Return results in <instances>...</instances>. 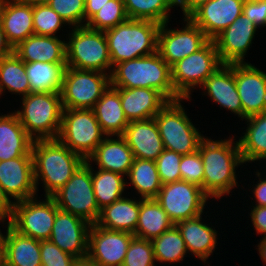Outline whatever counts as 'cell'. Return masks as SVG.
Returning a JSON list of instances; mask_svg holds the SVG:
<instances>
[{
	"instance_id": "obj_1",
	"label": "cell",
	"mask_w": 266,
	"mask_h": 266,
	"mask_svg": "<svg viewBox=\"0 0 266 266\" xmlns=\"http://www.w3.org/2000/svg\"><path fill=\"white\" fill-rule=\"evenodd\" d=\"M238 136L229 135L224 139L214 140L206 136L199 145V153L203 161V191L213 200L218 201L231 196L239 189L237 169L245 166L238 142ZM236 140V141H234ZM238 171V172H237ZM231 193V194H230Z\"/></svg>"
},
{
	"instance_id": "obj_2",
	"label": "cell",
	"mask_w": 266,
	"mask_h": 266,
	"mask_svg": "<svg viewBox=\"0 0 266 266\" xmlns=\"http://www.w3.org/2000/svg\"><path fill=\"white\" fill-rule=\"evenodd\" d=\"M34 179L38 193L42 184L45 194L51 197L72 177L85 160L58 139L36 140L32 145ZM40 181V182H39Z\"/></svg>"
},
{
	"instance_id": "obj_3",
	"label": "cell",
	"mask_w": 266,
	"mask_h": 266,
	"mask_svg": "<svg viewBox=\"0 0 266 266\" xmlns=\"http://www.w3.org/2000/svg\"><path fill=\"white\" fill-rule=\"evenodd\" d=\"M110 86L150 88L159 91L168 101L181 99L172 84L171 67L158 52L114 65L110 74Z\"/></svg>"
},
{
	"instance_id": "obj_4",
	"label": "cell",
	"mask_w": 266,
	"mask_h": 266,
	"mask_svg": "<svg viewBox=\"0 0 266 266\" xmlns=\"http://www.w3.org/2000/svg\"><path fill=\"white\" fill-rule=\"evenodd\" d=\"M160 26L151 20L128 19L104 31L112 67L157 52Z\"/></svg>"
},
{
	"instance_id": "obj_5",
	"label": "cell",
	"mask_w": 266,
	"mask_h": 266,
	"mask_svg": "<svg viewBox=\"0 0 266 266\" xmlns=\"http://www.w3.org/2000/svg\"><path fill=\"white\" fill-rule=\"evenodd\" d=\"M20 108L13 112L34 140L57 139L63 106L60 93H29L20 98Z\"/></svg>"
},
{
	"instance_id": "obj_6",
	"label": "cell",
	"mask_w": 266,
	"mask_h": 266,
	"mask_svg": "<svg viewBox=\"0 0 266 266\" xmlns=\"http://www.w3.org/2000/svg\"><path fill=\"white\" fill-rule=\"evenodd\" d=\"M66 30V66L111 74L113 69L104 31L85 26ZM64 36V37H63Z\"/></svg>"
},
{
	"instance_id": "obj_7",
	"label": "cell",
	"mask_w": 266,
	"mask_h": 266,
	"mask_svg": "<svg viewBox=\"0 0 266 266\" xmlns=\"http://www.w3.org/2000/svg\"><path fill=\"white\" fill-rule=\"evenodd\" d=\"M184 101L191 98H181L169 101L155 116L159 134L165 149L181 155L191 154L198 150L200 142L206 137L193 124L190 115L185 111Z\"/></svg>"
},
{
	"instance_id": "obj_8",
	"label": "cell",
	"mask_w": 266,
	"mask_h": 266,
	"mask_svg": "<svg viewBox=\"0 0 266 266\" xmlns=\"http://www.w3.org/2000/svg\"><path fill=\"white\" fill-rule=\"evenodd\" d=\"M106 136L93 109H63L57 139L84 160Z\"/></svg>"
},
{
	"instance_id": "obj_9",
	"label": "cell",
	"mask_w": 266,
	"mask_h": 266,
	"mask_svg": "<svg viewBox=\"0 0 266 266\" xmlns=\"http://www.w3.org/2000/svg\"><path fill=\"white\" fill-rule=\"evenodd\" d=\"M51 197L59 209L79 216L91 224H95L99 218L101 210L94 194L92 165L86 160Z\"/></svg>"
},
{
	"instance_id": "obj_10",
	"label": "cell",
	"mask_w": 266,
	"mask_h": 266,
	"mask_svg": "<svg viewBox=\"0 0 266 266\" xmlns=\"http://www.w3.org/2000/svg\"><path fill=\"white\" fill-rule=\"evenodd\" d=\"M222 62L214 40H209L197 52L179 60L171 66V80L175 92L181 98H192L193 90L200 88Z\"/></svg>"
},
{
	"instance_id": "obj_11",
	"label": "cell",
	"mask_w": 266,
	"mask_h": 266,
	"mask_svg": "<svg viewBox=\"0 0 266 266\" xmlns=\"http://www.w3.org/2000/svg\"><path fill=\"white\" fill-rule=\"evenodd\" d=\"M40 198L35 196L14 203L9 223L19 234L45 241L51 236L54 219L59 208L52 197Z\"/></svg>"
},
{
	"instance_id": "obj_12",
	"label": "cell",
	"mask_w": 266,
	"mask_h": 266,
	"mask_svg": "<svg viewBox=\"0 0 266 266\" xmlns=\"http://www.w3.org/2000/svg\"><path fill=\"white\" fill-rule=\"evenodd\" d=\"M109 86V74L66 67L60 92L63 109H93Z\"/></svg>"
},
{
	"instance_id": "obj_13",
	"label": "cell",
	"mask_w": 266,
	"mask_h": 266,
	"mask_svg": "<svg viewBox=\"0 0 266 266\" xmlns=\"http://www.w3.org/2000/svg\"><path fill=\"white\" fill-rule=\"evenodd\" d=\"M154 199L176 224L204 213L206 215L208 212L204 210L209 209L207 203L211 198L199 186L180 180L162 185Z\"/></svg>"
},
{
	"instance_id": "obj_14",
	"label": "cell",
	"mask_w": 266,
	"mask_h": 266,
	"mask_svg": "<svg viewBox=\"0 0 266 266\" xmlns=\"http://www.w3.org/2000/svg\"><path fill=\"white\" fill-rule=\"evenodd\" d=\"M181 21V28H171L168 21L161 24L158 32L157 52L170 67L197 52L209 41L205 33L189 17H183Z\"/></svg>"
},
{
	"instance_id": "obj_15",
	"label": "cell",
	"mask_w": 266,
	"mask_h": 266,
	"mask_svg": "<svg viewBox=\"0 0 266 266\" xmlns=\"http://www.w3.org/2000/svg\"><path fill=\"white\" fill-rule=\"evenodd\" d=\"M134 234L92 224L87 259L98 266H122Z\"/></svg>"
},
{
	"instance_id": "obj_16",
	"label": "cell",
	"mask_w": 266,
	"mask_h": 266,
	"mask_svg": "<svg viewBox=\"0 0 266 266\" xmlns=\"http://www.w3.org/2000/svg\"><path fill=\"white\" fill-rule=\"evenodd\" d=\"M91 226L85 219L58 209L49 240L77 259H86Z\"/></svg>"
},
{
	"instance_id": "obj_17",
	"label": "cell",
	"mask_w": 266,
	"mask_h": 266,
	"mask_svg": "<svg viewBox=\"0 0 266 266\" xmlns=\"http://www.w3.org/2000/svg\"><path fill=\"white\" fill-rule=\"evenodd\" d=\"M258 30L259 28L242 14L220 33L214 42L222 64L246 63L245 56L247 57L253 47Z\"/></svg>"
},
{
	"instance_id": "obj_18",
	"label": "cell",
	"mask_w": 266,
	"mask_h": 266,
	"mask_svg": "<svg viewBox=\"0 0 266 266\" xmlns=\"http://www.w3.org/2000/svg\"><path fill=\"white\" fill-rule=\"evenodd\" d=\"M246 63H235V82L243 109V120L266 111V72Z\"/></svg>"
},
{
	"instance_id": "obj_19",
	"label": "cell",
	"mask_w": 266,
	"mask_h": 266,
	"mask_svg": "<svg viewBox=\"0 0 266 266\" xmlns=\"http://www.w3.org/2000/svg\"><path fill=\"white\" fill-rule=\"evenodd\" d=\"M0 185L13 203L38 196L33 156L0 161Z\"/></svg>"
},
{
	"instance_id": "obj_20",
	"label": "cell",
	"mask_w": 266,
	"mask_h": 266,
	"mask_svg": "<svg viewBox=\"0 0 266 266\" xmlns=\"http://www.w3.org/2000/svg\"><path fill=\"white\" fill-rule=\"evenodd\" d=\"M243 6L244 0H210L198 7L189 18L209 40H214L242 15Z\"/></svg>"
},
{
	"instance_id": "obj_21",
	"label": "cell",
	"mask_w": 266,
	"mask_h": 266,
	"mask_svg": "<svg viewBox=\"0 0 266 266\" xmlns=\"http://www.w3.org/2000/svg\"><path fill=\"white\" fill-rule=\"evenodd\" d=\"M201 89L203 90L201 95L208 96L220 109L223 107L243 121L242 104L235 82V64H222L206 78L199 92Z\"/></svg>"
},
{
	"instance_id": "obj_22",
	"label": "cell",
	"mask_w": 266,
	"mask_h": 266,
	"mask_svg": "<svg viewBox=\"0 0 266 266\" xmlns=\"http://www.w3.org/2000/svg\"><path fill=\"white\" fill-rule=\"evenodd\" d=\"M202 215L182 220L175 225L185 241L188 255H193L194 259L203 261V265H205L208 264L206 262H209L207 261L209 257L216 252V246L221 243H218L219 231H216V227L212 225L211 221L210 223L205 221L207 216L203 218Z\"/></svg>"
},
{
	"instance_id": "obj_23",
	"label": "cell",
	"mask_w": 266,
	"mask_h": 266,
	"mask_svg": "<svg viewBox=\"0 0 266 266\" xmlns=\"http://www.w3.org/2000/svg\"><path fill=\"white\" fill-rule=\"evenodd\" d=\"M0 19L6 39L12 48L35 34L33 4L26 0H0Z\"/></svg>"
},
{
	"instance_id": "obj_24",
	"label": "cell",
	"mask_w": 266,
	"mask_h": 266,
	"mask_svg": "<svg viewBox=\"0 0 266 266\" xmlns=\"http://www.w3.org/2000/svg\"><path fill=\"white\" fill-rule=\"evenodd\" d=\"M121 136L134 158L155 161L165 149L154 118L130 121Z\"/></svg>"
},
{
	"instance_id": "obj_25",
	"label": "cell",
	"mask_w": 266,
	"mask_h": 266,
	"mask_svg": "<svg viewBox=\"0 0 266 266\" xmlns=\"http://www.w3.org/2000/svg\"><path fill=\"white\" fill-rule=\"evenodd\" d=\"M96 168L127 176L134 156L126 140L121 135L106 136L86 160Z\"/></svg>"
},
{
	"instance_id": "obj_26",
	"label": "cell",
	"mask_w": 266,
	"mask_h": 266,
	"mask_svg": "<svg viewBox=\"0 0 266 266\" xmlns=\"http://www.w3.org/2000/svg\"><path fill=\"white\" fill-rule=\"evenodd\" d=\"M13 52L25 63H66V41L61 37L33 34L14 47Z\"/></svg>"
},
{
	"instance_id": "obj_27",
	"label": "cell",
	"mask_w": 266,
	"mask_h": 266,
	"mask_svg": "<svg viewBox=\"0 0 266 266\" xmlns=\"http://www.w3.org/2000/svg\"><path fill=\"white\" fill-rule=\"evenodd\" d=\"M121 105L127 120H145L169 102L159 91L150 88H120Z\"/></svg>"
},
{
	"instance_id": "obj_28",
	"label": "cell",
	"mask_w": 266,
	"mask_h": 266,
	"mask_svg": "<svg viewBox=\"0 0 266 266\" xmlns=\"http://www.w3.org/2000/svg\"><path fill=\"white\" fill-rule=\"evenodd\" d=\"M33 142L13 111L0 113V161L33 156Z\"/></svg>"
},
{
	"instance_id": "obj_29",
	"label": "cell",
	"mask_w": 266,
	"mask_h": 266,
	"mask_svg": "<svg viewBox=\"0 0 266 266\" xmlns=\"http://www.w3.org/2000/svg\"><path fill=\"white\" fill-rule=\"evenodd\" d=\"M129 193L101 209L96 224L109 230L125 231L134 234L138 224L140 198L131 197Z\"/></svg>"
},
{
	"instance_id": "obj_30",
	"label": "cell",
	"mask_w": 266,
	"mask_h": 266,
	"mask_svg": "<svg viewBox=\"0 0 266 266\" xmlns=\"http://www.w3.org/2000/svg\"><path fill=\"white\" fill-rule=\"evenodd\" d=\"M247 127L242 135L237 138L242 160L246 166L248 163H263L266 159V111L245 118Z\"/></svg>"
},
{
	"instance_id": "obj_31",
	"label": "cell",
	"mask_w": 266,
	"mask_h": 266,
	"mask_svg": "<svg viewBox=\"0 0 266 266\" xmlns=\"http://www.w3.org/2000/svg\"><path fill=\"white\" fill-rule=\"evenodd\" d=\"M93 111L107 136L122 135L129 124L121 105L120 88L109 86L96 102Z\"/></svg>"
},
{
	"instance_id": "obj_32",
	"label": "cell",
	"mask_w": 266,
	"mask_h": 266,
	"mask_svg": "<svg viewBox=\"0 0 266 266\" xmlns=\"http://www.w3.org/2000/svg\"><path fill=\"white\" fill-rule=\"evenodd\" d=\"M0 223L7 228L6 266H42L40 241L19 234L9 220H0Z\"/></svg>"
},
{
	"instance_id": "obj_33",
	"label": "cell",
	"mask_w": 266,
	"mask_h": 266,
	"mask_svg": "<svg viewBox=\"0 0 266 266\" xmlns=\"http://www.w3.org/2000/svg\"><path fill=\"white\" fill-rule=\"evenodd\" d=\"M66 67V63H25L30 93H60Z\"/></svg>"
},
{
	"instance_id": "obj_34",
	"label": "cell",
	"mask_w": 266,
	"mask_h": 266,
	"mask_svg": "<svg viewBox=\"0 0 266 266\" xmlns=\"http://www.w3.org/2000/svg\"><path fill=\"white\" fill-rule=\"evenodd\" d=\"M175 225L154 199L140 198L138 224L134 236L152 240Z\"/></svg>"
},
{
	"instance_id": "obj_35",
	"label": "cell",
	"mask_w": 266,
	"mask_h": 266,
	"mask_svg": "<svg viewBox=\"0 0 266 266\" xmlns=\"http://www.w3.org/2000/svg\"><path fill=\"white\" fill-rule=\"evenodd\" d=\"M126 186L132 185L135 194L142 199L155 198L159 193L162 183L154 160L134 158L133 164L126 176ZM139 194V195H138Z\"/></svg>"
},
{
	"instance_id": "obj_36",
	"label": "cell",
	"mask_w": 266,
	"mask_h": 266,
	"mask_svg": "<svg viewBox=\"0 0 266 266\" xmlns=\"http://www.w3.org/2000/svg\"><path fill=\"white\" fill-rule=\"evenodd\" d=\"M94 168L92 165V183L96 202L101 210L127 194V180L122 174Z\"/></svg>"
},
{
	"instance_id": "obj_37",
	"label": "cell",
	"mask_w": 266,
	"mask_h": 266,
	"mask_svg": "<svg viewBox=\"0 0 266 266\" xmlns=\"http://www.w3.org/2000/svg\"><path fill=\"white\" fill-rule=\"evenodd\" d=\"M0 89L4 96L9 92L21 98L30 93L25 62L14 52L0 60Z\"/></svg>"
},
{
	"instance_id": "obj_38",
	"label": "cell",
	"mask_w": 266,
	"mask_h": 266,
	"mask_svg": "<svg viewBox=\"0 0 266 266\" xmlns=\"http://www.w3.org/2000/svg\"><path fill=\"white\" fill-rule=\"evenodd\" d=\"M156 262L182 264L188 251L185 241L176 225L151 240Z\"/></svg>"
},
{
	"instance_id": "obj_39",
	"label": "cell",
	"mask_w": 266,
	"mask_h": 266,
	"mask_svg": "<svg viewBox=\"0 0 266 266\" xmlns=\"http://www.w3.org/2000/svg\"><path fill=\"white\" fill-rule=\"evenodd\" d=\"M129 19L151 20L159 24L171 21L177 0H123Z\"/></svg>"
},
{
	"instance_id": "obj_40",
	"label": "cell",
	"mask_w": 266,
	"mask_h": 266,
	"mask_svg": "<svg viewBox=\"0 0 266 266\" xmlns=\"http://www.w3.org/2000/svg\"><path fill=\"white\" fill-rule=\"evenodd\" d=\"M128 19L124 1L110 0L87 21L86 26L97 31H106Z\"/></svg>"
},
{
	"instance_id": "obj_41",
	"label": "cell",
	"mask_w": 266,
	"mask_h": 266,
	"mask_svg": "<svg viewBox=\"0 0 266 266\" xmlns=\"http://www.w3.org/2000/svg\"><path fill=\"white\" fill-rule=\"evenodd\" d=\"M65 26L69 25L49 4L33 5V28L36 35L61 37L58 33Z\"/></svg>"
},
{
	"instance_id": "obj_42",
	"label": "cell",
	"mask_w": 266,
	"mask_h": 266,
	"mask_svg": "<svg viewBox=\"0 0 266 266\" xmlns=\"http://www.w3.org/2000/svg\"><path fill=\"white\" fill-rule=\"evenodd\" d=\"M155 262L151 240L134 236L131 239L122 266H156Z\"/></svg>"
},
{
	"instance_id": "obj_43",
	"label": "cell",
	"mask_w": 266,
	"mask_h": 266,
	"mask_svg": "<svg viewBox=\"0 0 266 266\" xmlns=\"http://www.w3.org/2000/svg\"><path fill=\"white\" fill-rule=\"evenodd\" d=\"M49 5L69 25L85 26V0H52Z\"/></svg>"
},
{
	"instance_id": "obj_44",
	"label": "cell",
	"mask_w": 266,
	"mask_h": 266,
	"mask_svg": "<svg viewBox=\"0 0 266 266\" xmlns=\"http://www.w3.org/2000/svg\"><path fill=\"white\" fill-rule=\"evenodd\" d=\"M181 158V154L168 149H164V151L157 157L155 162L162 185L181 180Z\"/></svg>"
},
{
	"instance_id": "obj_45",
	"label": "cell",
	"mask_w": 266,
	"mask_h": 266,
	"mask_svg": "<svg viewBox=\"0 0 266 266\" xmlns=\"http://www.w3.org/2000/svg\"><path fill=\"white\" fill-rule=\"evenodd\" d=\"M180 173L182 181L195 184L203 189L204 166L199 150L182 155Z\"/></svg>"
},
{
	"instance_id": "obj_46",
	"label": "cell",
	"mask_w": 266,
	"mask_h": 266,
	"mask_svg": "<svg viewBox=\"0 0 266 266\" xmlns=\"http://www.w3.org/2000/svg\"><path fill=\"white\" fill-rule=\"evenodd\" d=\"M40 256L42 266H75L79 260L62 251L49 239L40 241Z\"/></svg>"
},
{
	"instance_id": "obj_47",
	"label": "cell",
	"mask_w": 266,
	"mask_h": 266,
	"mask_svg": "<svg viewBox=\"0 0 266 266\" xmlns=\"http://www.w3.org/2000/svg\"><path fill=\"white\" fill-rule=\"evenodd\" d=\"M242 14L258 28H266V0H244Z\"/></svg>"
},
{
	"instance_id": "obj_48",
	"label": "cell",
	"mask_w": 266,
	"mask_h": 266,
	"mask_svg": "<svg viewBox=\"0 0 266 266\" xmlns=\"http://www.w3.org/2000/svg\"><path fill=\"white\" fill-rule=\"evenodd\" d=\"M254 170V177H256L254 180L256 184H254V180L253 182V187L249 190V194L251 195V198L253 200L252 205L251 206H266V175L264 172H260L261 169H253ZM252 196L254 197V199L252 198ZM254 203V204H253Z\"/></svg>"
},
{
	"instance_id": "obj_49",
	"label": "cell",
	"mask_w": 266,
	"mask_h": 266,
	"mask_svg": "<svg viewBox=\"0 0 266 266\" xmlns=\"http://www.w3.org/2000/svg\"><path fill=\"white\" fill-rule=\"evenodd\" d=\"M251 207V208H250ZM250 222L252 223L251 227L258 235L262 237L266 236V206H250Z\"/></svg>"
},
{
	"instance_id": "obj_50",
	"label": "cell",
	"mask_w": 266,
	"mask_h": 266,
	"mask_svg": "<svg viewBox=\"0 0 266 266\" xmlns=\"http://www.w3.org/2000/svg\"><path fill=\"white\" fill-rule=\"evenodd\" d=\"M14 203L4 193L0 185V220H9L13 212Z\"/></svg>"
},
{
	"instance_id": "obj_51",
	"label": "cell",
	"mask_w": 266,
	"mask_h": 266,
	"mask_svg": "<svg viewBox=\"0 0 266 266\" xmlns=\"http://www.w3.org/2000/svg\"><path fill=\"white\" fill-rule=\"evenodd\" d=\"M210 0H177V8L180 7L183 17H189L198 7Z\"/></svg>"
},
{
	"instance_id": "obj_52",
	"label": "cell",
	"mask_w": 266,
	"mask_h": 266,
	"mask_svg": "<svg viewBox=\"0 0 266 266\" xmlns=\"http://www.w3.org/2000/svg\"><path fill=\"white\" fill-rule=\"evenodd\" d=\"M108 1L110 0H85V25Z\"/></svg>"
},
{
	"instance_id": "obj_53",
	"label": "cell",
	"mask_w": 266,
	"mask_h": 266,
	"mask_svg": "<svg viewBox=\"0 0 266 266\" xmlns=\"http://www.w3.org/2000/svg\"><path fill=\"white\" fill-rule=\"evenodd\" d=\"M13 53L12 46L8 43L0 19V60Z\"/></svg>"
},
{
	"instance_id": "obj_54",
	"label": "cell",
	"mask_w": 266,
	"mask_h": 266,
	"mask_svg": "<svg viewBox=\"0 0 266 266\" xmlns=\"http://www.w3.org/2000/svg\"><path fill=\"white\" fill-rule=\"evenodd\" d=\"M4 229H5L4 230L5 232L2 229H0V266H6V238H7V229L6 228H4ZM2 231H3V233H2Z\"/></svg>"
},
{
	"instance_id": "obj_55",
	"label": "cell",
	"mask_w": 266,
	"mask_h": 266,
	"mask_svg": "<svg viewBox=\"0 0 266 266\" xmlns=\"http://www.w3.org/2000/svg\"><path fill=\"white\" fill-rule=\"evenodd\" d=\"M260 241L257 243V253L262 260V263L264 264L263 266L266 265V236L261 237Z\"/></svg>"
},
{
	"instance_id": "obj_56",
	"label": "cell",
	"mask_w": 266,
	"mask_h": 266,
	"mask_svg": "<svg viewBox=\"0 0 266 266\" xmlns=\"http://www.w3.org/2000/svg\"><path fill=\"white\" fill-rule=\"evenodd\" d=\"M75 266H98L92 262H90L87 258L78 260L75 264Z\"/></svg>"
},
{
	"instance_id": "obj_57",
	"label": "cell",
	"mask_w": 266,
	"mask_h": 266,
	"mask_svg": "<svg viewBox=\"0 0 266 266\" xmlns=\"http://www.w3.org/2000/svg\"><path fill=\"white\" fill-rule=\"evenodd\" d=\"M30 2L31 4H49L52 0H26Z\"/></svg>"
},
{
	"instance_id": "obj_58",
	"label": "cell",
	"mask_w": 266,
	"mask_h": 266,
	"mask_svg": "<svg viewBox=\"0 0 266 266\" xmlns=\"http://www.w3.org/2000/svg\"><path fill=\"white\" fill-rule=\"evenodd\" d=\"M265 162H266V159L264 160V163H265ZM261 165H262V167H263V166H265V165H266V163H265V164H262V163H261ZM263 168H265V169H266V166H265V167H263ZM265 169H264V170H262V172H264V173H265V172H266V170H265ZM265 174H266V173H265Z\"/></svg>"
},
{
	"instance_id": "obj_59",
	"label": "cell",
	"mask_w": 266,
	"mask_h": 266,
	"mask_svg": "<svg viewBox=\"0 0 266 266\" xmlns=\"http://www.w3.org/2000/svg\"><path fill=\"white\" fill-rule=\"evenodd\" d=\"M3 96V94H2V91H1V89H0V98Z\"/></svg>"
}]
</instances>
